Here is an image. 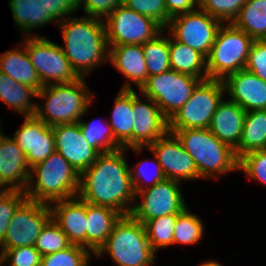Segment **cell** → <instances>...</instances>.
I'll list each match as a JSON object with an SVG mask.
<instances>
[{
    "instance_id": "17",
    "label": "cell",
    "mask_w": 266,
    "mask_h": 266,
    "mask_svg": "<svg viewBox=\"0 0 266 266\" xmlns=\"http://www.w3.org/2000/svg\"><path fill=\"white\" fill-rule=\"evenodd\" d=\"M14 140L25 153L29 168L43 162L55 152L53 129L34 116H25V120L14 133Z\"/></svg>"
},
{
    "instance_id": "3",
    "label": "cell",
    "mask_w": 266,
    "mask_h": 266,
    "mask_svg": "<svg viewBox=\"0 0 266 266\" xmlns=\"http://www.w3.org/2000/svg\"><path fill=\"white\" fill-rule=\"evenodd\" d=\"M181 142L187 153L193 158L200 178H217L239 170V159L235 151L220 141L208 128L169 130Z\"/></svg>"
},
{
    "instance_id": "39",
    "label": "cell",
    "mask_w": 266,
    "mask_h": 266,
    "mask_svg": "<svg viewBox=\"0 0 266 266\" xmlns=\"http://www.w3.org/2000/svg\"><path fill=\"white\" fill-rule=\"evenodd\" d=\"M122 4L146 17L156 21L163 29L169 25L171 17L169 16L165 0H122Z\"/></svg>"
},
{
    "instance_id": "51",
    "label": "cell",
    "mask_w": 266,
    "mask_h": 266,
    "mask_svg": "<svg viewBox=\"0 0 266 266\" xmlns=\"http://www.w3.org/2000/svg\"><path fill=\"white\" fill-rule=\"evenodd\" d=\"M0 266H2V254L0 253Z\"/></svg>"
},
{
    "instance_id": "49",
    "label": "cell",
    "mask_w": 266,
    "mask_h": 266,
    "mask_svg": "<svg viewBox=\"0 0 266 266\" xmlns=\"http://www.w3.org/2000/svg\"><path fill=\"white\" fill-rule=\"evenodd\" d=\"M5 186L2 184V182L0 181V195L5 193L8 189L4 188Z\"/></svg>"
},
{
    "instance_id": "19",
    "label": "cell",
    "mask_w": 266,
    "mask_h": 266,
    "mask_svg": "<svg viewBox=\"0 0 266 266\" xmlns=\"http://www.w3.org/2000/svg\"><path fill=\"white\" fill-rule=\"evenodd\" d=\"M223 82L225 92L231 97L230 101L237 103L246 112L266 110V81L242 69L228 75Z\"/></svg>"
},
{
    "instance_id": "38",
    "label": "cell",
    "mask_w": 266,
    "mask_h": 266,
    "mask_svg": "<svg viewBox=\"0 0 266 266\" xmlns=\"http://www.w3.org/2000/svg\"><path fill=\"white\" fill-rule=\"evenodd\" d=\"M247 0H199L198 8L222 23H232Z\"/></svg>"
},
{
    "instance_id": "41",
    "label": "cell",
    "mask_w": 266,
    "mask_h": 266,
    "mask_svg": "<svg viewBox=\"0 0 266 266\" xmlns=\"http://www.w3.org/2000/svg\"><path fill=\"white\" fill-rule=\"evenodd\" d=\"M2 263L9 262V266H40L42 254L35 246L0 249Z\"/></svg>"
},
{
    "instance_id": "27",
    "label": "cell",
    "mask_w": 266,
    "mask_h": 266,
    "mask_svg": "<svg viewBox=\"0 0 266 266\" xmlns=\"http://www.w3.org/2000/svg\"><path fill=\"white\" fill-rule=\"evenodd\" d=\"M169 51L172 70L201 80L208 79L206 57L203 54L173 37L169 38Z\"/></svg>"
},
{
    "instance_id": "21",
    "label": "cell",
    "mask_w": 266,
    "mask_h": 266,
    "mask_svg": "<svg viewBox=\"0 0 266 266\" xmlns=\"http://www.w3.org/2000/svg\"><path fill=\"white\" fill-rule=\"evenodd\" d=\"M0 181L8 190L25 191L30 182V168L25 153L13 138L0 141Z\"/></svg>"
},
{
    "instance_id": "7",
    "label": "cell",
    "mask_w": 266,
    "mask_h": 266,
    "mask_svg": "<svg viewBox=\"0 0 266 266\" xmlns=\"http://www.w3.org/2000/svg\"><path fill=\"white\" fill-rule=\"evenodd\" d=\"M221 25L206 57L209 79L224 80L231 73L245 69L254 41L232 23Z\"/></svg>"
},
{
    "instance_id": "14",
    "label": "cell",
    "mask_w": 266,
    "mask_h": 266,
    "mask_svg": "<svg viewBox=\"0 0 266 266\" xmlns=\"http://www.w3.org/2000/svg\"><path fill=\"white\" fill-rule=\"evenodd\" d=\"M178 181L164 179L153 187L139 191L135 196L142 197V202L134 204L130 215L145 224L148 220L167 215H177L186 208Z\"/></svg>"
},
{
    "instance_id": "36",
    "label": "cell",
    "mask_w": 266,
    "mask_h": 266,
    "mask_svg": "<svg viewBox=\"0 0 266 266\" xmlns=\"http://www.w3.org/2000/svg\"><path fill=\"white\" fill-rule=\"evenodd\" d=\"M89 251L83 246L71 244L63 250L42 256L40 266H88Z\"/></svg>"
},
{
    "instance_id": "28",
    "label": "cell",
    "mask_w": 266,
    "mask_h": 266,
    "mask_svg": "<svg viewBox=\"0 0 266 266\" xmlns=\"http://www.w3.org/2000/svg\"><path fill=\"white\" fill-rule=\"evenodd\" d=\"M37 96V91L23 83L14 81L0 71V100L15 112L23 116H34L37 104H32L30 98Z\"/></svg>"
},
{
    "instance_id": "23",
    "label": "cell",
    "mask_w": 266,
    "mask_h": 266,
    "mask_svg": "<svg viewBox=\"0 0 266 266\" xmlns=\"http://www.w3.org/2000/svg\"><path fill=\"white\" fill-rule=\"evenodd\" d=\"M121 214L108 207L86 202V248L96 254L106 243Z\"/></svg>"
},
{
    "instance_id": "5",
    "label": "cell",
    "mask_w": 266,
    "mask_h": 266,
    "mask_svg": "<svg viewBox=\"0 0 266 266\" xmlns=\"http://www.w3.org/2000/svg\"><path fill=\"white\" fill-rule=\"evenodd\" d=\"M83 78L71 83L50 84L37 92V98H46L45 105L36 107L35 116L48 126L77 123L86 114L92 96Z\"/></svg>"
},
{
    "instance_id": "20",
    "label": "cell",
    "mask_w": 266,
    "mask_h": 266,
    "mask_svg": "<svg viewBox=\"0 0 266 266\" xmlns=\"http://www.w3.org/2000/svg\"><path fill=\"white\" fill-rule=\"evenodd\" d=\"M49 206L52 220L68 237L70 243L86 248V202L76 196L54 201L53 206Z\"/></svg>"
},
{
    "instance_id": "25",
    "label": "cell",
    "mask_w": 266,
    "mask_h": 266,
    "mask_svg": "<svg viewBox=\"0 0 266 266\" xmlns=\"http://www.w3.org/2000/svg\"><path fill=\"white\" fill-rule=\"evenodd\" d=\"M128 82V83H127ZM123 88L118 93L112 113V118L109 123L114 136V139L127 149L132 148V127H133V112H132V89L130 82L127 81Z\"/></svg>"
},
{
    "instance_id": "46",
    "label": "cell",
    "mask_w": 266,
    "mask_h": 266,
    "mask_svg": "<svg viewBox=\"0 0 266 266\" xmlns=\"http://www.w3.org/2000/svg\"><path fill=\"white\" fill-rule=\"evenodd\" d=\"M43 4L45 7V11L49 12V14L56 20L55 22L65 20V16H69L72 14L74 10H78L79 0H43ZM64 17V18H63Z\"/></svg>"
},
{
    "instance_id": "22",
    "label": "cell",
    "mask_w": 266,
    "mask_h": 266,
    "mask_svg": "<svg viewBox=\"0 0 266 266\" xmlns=\"http://www.w3.org/2000/svg\"><path fill=\"white\" fill-rule=\"evenodd\" d=\"M246 111L229 99L222 100L214 113L209 130L222 142L235 150L242 136Z\"/></svg>"
},
{
    "instance_id": "11",
    "label": "cell",
    "mask_w": 266,
    "mask_h": 266,
    "mask_svg": "<svg viewBox=\"0 0 266 266\" xmlns=\"http://www.w3.org/2000/svg\"><path fill=\"white\" fill-rule=\"evenodd\" d=\"M104 24L108 45H142L163 31L156 21L123 4L104 20Z\"/></svg>"
},
{
    "instance_id": "24",
    "label": "cell",
    "mask_w": 266,
    "mask_h": 266,
    "mask_svg": "<svg viewBox=\"0 0 266 266\" xmlns=\"http://www.w3.org/2000/svg\"><path fill=\"white\" fill-rule=\"evenodd\" d=\"M109 61L140 89L148 79L142 45H109Z\"/></svg>"
},
{
    "instance_id": "42",
    "label": "cell",
    "mask_w": 266,
    "mask_h": 266,
    "mask_svg": "<svg viewBox=\"0 0 266 266\" xmlns=\"http://www.w3.org/2000/svg\"><path fill=\"white\" fill-rule=\"evenodd\" d=\"M239 170L266 184V149L251 151L239 159Z\"/></svg>"
},
{
    "instance_id": "50",
    "label": "cell",
    "mask_w": 266,
    "mask_h": 266,
    "mask_svg": "<svg viewBox=\"0 0 266 266\" xmlns=\"http://www.w3.org/2000/svg\"><path fill=\"white\" fill-rule=\"evenodd\" d=\"M4 136L2 135L1 128H0V141L2 140Z\"/></svg>"
},
{
    "instance_id": "8",
    "label": "cell",
    "mask_w": 266,
    "mask_h": 266,
    "mask_svg": "<svg viewBox=\"0 0 266 266\" xmlns=\"http://www.w3.org/2000/svg\"><path fill=\"white\" fill-rule=\"evenodd\" d=\"M223 80H201L188 101L168 120L169 130L207 129L224 97Z\"/></svg>"
},
{
    "instance_id": "34",
    "label": "cell",
    "mask_w": 266,
    "mask_h": 266,
    "mask_svg": "<svg viewBox=\"0 0 266 266\" xmlns=\"http://www.w3.org/2000/svg\"><path fill=\"white\" fill-rule=\"evenodd\" d=\"M177 215H167L148 220L144 225L150 246L156 252L158 248L173 245Z\"/></svg>"
},
{
    "instance_id": "47",
    "label": "cell",
    "mask_w": 266,
    "mask_h": 266,
    "mask_svg": "<svg viewBox=\"0 0 266 266\" xmlns=\"http://www.w3.org/2000/svg\"><path fill=\"white\" fill-rule=\"evenodd\" d=\"M199 6V0H165L166 10L171 18L184 14L186 12H191L195 5Z\"/></svg>"
},
{
    "instance_id": "13",
    "label": "cell",
    "mask_w": 266,
    "mask_h": 266,
    "mask_svg": "<svg viewBox=\"0 0 266 266\" xmlns=\"http://www.w3.org/2000/svg\"><path fill=\"white\" fill-rule=\"evenodd\" d=\"M222 24L206 11L196 9L171 18L167 28L176 41L207 57Z\"/></svg>"
},
{
    "instance_id": "4",
    "label": "cell",
    "mask_w": 266,
    "mask_h": 266,
    "mask_svg": "<svg viewBox=\"0 0 266 266\" xmlns=\"http://www.w3.org/2000/svg\"><path fill=\"white\" fill-rule=\"evenodd\" d=\"M36 174L35 185L33 180ZM34 175V176H33ZM80 175L57 151L30 169V182L25 190L28 199L42 203L76 197Z\"/></svg>"
},
{
    "instance_id": "2",
    "label": "cell",
    "mask_w": 266,
    "mask_h": 266,
    "mask_svg": "<svg viewBox=\"0 0 266 266\" xmlns=\"http://www.w3.org/2000/svg\"><path fill=\"white\" fill-rule=\"evenodd\" d=\"M103 21L89 16L81 18L69 16L58 22L65 42L62 51L81 78H84L92 68L97 67V64L109 61V45Z\"/></svg>"
},
{
    "instance_id": "33",
    "label": "cell",
    "mask_w": 266,
    "mask_h": 266,
    "mask_svg": "<svg viewBox=\"0 0 266 266\" xmlns=\"http://www.w3.org/2000/svg\"><path fill=\"white\" fill-rule=\"evenodd\" d=\"M81 132L89 143L99 154L116 151L122 146L114 139L111 126L102 122L79 121Z\"/></svg>"
},
{
    "instance_id": "30",
    "label": "cell",
    "mask_w": 266,
    "mask_h": 266,
    "mask_svg": "<svg viewBox=\"0 0 266 266\" xmlns=\"http://www.w3.org/2000/svg\"><path fill=\"white\" fill-rule=\"evenodd\" d=\"M9 6L14 22L24 33L55 20L45 11L43 0H10Z\"/></svg>"
},
{
    "instance_id": "9",
    "label": "cell",
    "mask_w": 266,
    "mask_h": 266,
    "mask_svg": "<svg viewBox=\"0 0 266 266\" xmlns=\"http://www.w3.org/2000/svg\"><path fill=\"white\" fill-rule=\"evenodd\" d=\"M200 81V78L170 69L148 76L140 90L145 98L152 99L159 106L169 120L188 101Z\"/></svg>"
},
{
    "instance_id": "32",
    "label": "cell",
    "mask_w": 266,
    "mask_h": 266,
    "mask_svg": "<svg viewBox=\"0 0 266 266\" xmlns=\"http://www.w3.org/2000/svg\"><path fill=\"white\" fill-rule=\"evenodd\" d=\"M160 36L161 33L142 44L148 76L159 75L171 69L169 37Z\"/></svg>"
},
{
    "instance_id": "15",
    "label": "cell",
    "mask_w": 266,
    "mask_h": 266,
    "mask_svg": "<svg viewBox=\"0 0 266 266\" xmlns=\"http://www.w3.org/2000/svg\"><path fill=\"white\" fill-rule=\"evenodd\" d=\"M149 103L141 102L132 89V148L140 153L143 146H149L168 132V119L160 111L159 106L150 98Z\"/></svg>"
},
{
    "instance_id": "35",
    "label": "cell",
    "mask_w": 266,
    "mask_h": 266,
    "mask_svg": "<svg viewBox=\"0 0 266 266\" xmlns=\"http://www.w3.org/2000/svg\"><path fill=\"white\" fill-rule=\"evenodd\" d=\"M203 224L195 214H190L188 208L177 214L173 244H199L203 235Z\"/></svg>"
},
{
    "instance_id": "29",
    "label": "cell",
    "mask_w": 266,
    "mask_h": 266,
    "mask_svg": "<svg viewBox=\"0 0 266 266\" xmlns=\"http://www.w3.org/2000/svg\"><path fill=\"white\" fill-rule=\"evenodd\" d=\"M266 149V110L248 111L238 147L234 150L238 159L245 154Z\"/></svg>"
},
{
    "instance_id": "26",
    "label": "cell",
    "mask_w": 266,
    "mask_h": 266,
    "mask_svg": "<svg viewBox=\"0 0 266 266\" xmlns=\"http://www.w3.org/2000/svg\"><path fill=\"white\" fill-rule=\"evenodd\" d=\"M19 44V48L0 54V71L8 75L14 81L26 84L37 92L43 88V84L36 69L30 62L26 47Z\"/></svg>"
},
{
    "instance_id": "12",
    "label": "cell",
    "mask_w": 266,
    "mask_h": 266,
    "mask_svg": "<svg viewBox=\"0 0 266 266\" xmlns=\"http://www.w3.org/2000/svg\"><path fill=\"white\" fill-rule=\"evenodd\" d=\"M52 219L49 204L26 198L10 220L2 249L34 246L45 225Z\"/></svg>"
},
{
    "instance_id": "37",
    "label": "cell",
    "mask_w": 266,
    "mask_h": 266,
    "mask_svg": "<svg viewBox=\"0 0 266 266\" xmlns=\"http://www.w3.org/2000/svg\"><path fill=\"white\" fill-rule=\"evenodd\" d=\"M70 245L68 237L51 219L42 229L34 246L44 256L63 250Z\"/></svg>"
},
{
    "instance_id": "45",
    "label": "cell",
    "mask_w": 266,
    "mask_h": 266,
    "mask_svg": "<svg viewBox=\"0 0 266 266\" xmlns=\"http://www.w3.org/2000/svg\"><path fill=\"white\" fill-rule=\"evenodd\" d=\"M121 4L122 0H79V7L84 6L86 15L101 20L103 17L107 18Z\"/></svg>"
},
{
    "instance_id": "18",
    "label": "cell",
    "mask_w": 266,
    "mask_h": 266,
    "mask_svg": "<svg viewBox=\"0 0 266 266\" xmlns=\"http://www.w3.org/2000/svg\"><path fill=\"white\" fill-rule=\"evenodd\" d=\"M55 150L59 152L80 175L98 157L99 153L85 140L79 122L52 126Z\"/></svg>"
},
{
    "instance_id": "48",
    "label": "cell",
    "mask_w": 266,
    "mask_h": 266,
    "mask_svg": "<svg viewBox=\"0 0 266 266\" xmlns=\"http://www.w3.org/2000/svg\"><path fill=\"white\" fill-rule=\"evenodd\" d=\"M200 266H222V265L220 263H217L216 261H208L201 264Z\"/></svg>"
},
{
    "instance_id": "43",
    "label": "cell",
    "mask_w": 266,
    "mask_h": 266,
    "mask_svg": "<svg viewBox=\"0 0 266 266\" xmlns=\"http://www.w3.org/2000/svg\"><path fill=\"white\" fill-rule=\"evenodd\" d=\"M245 69L266 81V40L253 41Z\"/></svg>"
},
{
    "instance_id": "1",
    "label": "cell",
    "mask_w": 266,
    "mask_h": 266,
    "mask_svg": "<svg viewBox=\"0 0 266 266\" xmlns=\"http://www.w3.org/2000/svg\"><path fill=\"white\" fill-rule=\"evenodd\" d=\"M124 150L99 154L80 174L77 195L87 203L112 208L122 216L130 214L133 207L128 204L137 199Z\"/></svg>"
},
{
    "instance_id": "31",
    "label": "cell",
    "mask_w": 266,
    "mask_h": 266,
    "mask_svg": "<svg viewBox=\"0 0 266 266\" xmlns=\"http://www.w3.org/2000/svg\"><path fill=\"white\" fill-rule=\"evenodd\" d=\"M232 24L254 40H266V0H247Z\"/></svg>"
},
{
    "instance_id": "40",
    "label": "cell",
    "mask_w": 266,
    "mask_h": 266,
    "mask_svg": "<svg viewBox=\"0 0 266 266\" xmlns=\"http://www.w3.org/2000/svg\"><path fill=\"white\" fill-rule=\"evenodd\" d=\"M26 198L25 191L22 190H7L0 195V244L4 240L14 212Z\"/></svg>"
},
{
    "instance_id": "6",
    "label": "cell",
    "mask_w": 266,
    "mask_h": 266,
    "mask_svg": "<svg viewBox=\"0 0 266 266\" xmlns=\"http://www.w3.org/2000/svg\"><path fill=\"white\" fill-rule=\"evenodd\" d=\"M106 252L118 266H150L156 255L145 225L130 214L121 216L115 223L106 243L95 255L99 257Z\"/></svg>"
},
{
    "instance_id": "44",
    "label": "cell",
    "mask_w": 266,
    "mask_h": 266,
    "mask_svg": "<svg viewBox=\"0 0 266 266\" xmlns=\"http://www.w3.org/2000/svg\"><path fill=\"white\" fill-rule=\"evenodd\" d=\"M153 162H155L154 163V165H155V172H154V174L153 173L150 174L149 171H148L149 169L148 170H145V168H143V166H144L143 163H145V161L139 162L137 164V166L134 168V170L133 171H130V176H131V179H132V183H133V187H134L135 193H137V192L142 191V190L145 189V186L144 185H141V183H140V178H143V180L144 179L145 180L147 179L146 182L149 180L148 181V184L150 182H152V184L149 185L148 187H153L158 182H161L164 179H166V177H165V175H164V173L162 171V167L159 164L157 158Z\"/></svg>"
},
{
    "instance_id": "16",
    "label": "cell",
    "mask_w": 266,
    "mask_h": 266,
    "mask_svg": "<svg viewBox=\"0 0 266 266\" xmlns=\"http://www.w3.org/2000/svg\"><path fill=\"white\" fill-rule=\"evenodd\" d=\"M155 155L167 179H199V173L193 158L187 153L178 138L168 132L148 146Z\"/></svg>"
},
{
    "instance_id": "10",
    "label": "cell",
    "mask_w": 266,
    "mask_h": 266,
    "mask_svg": "<svg viewBox=\"0 0 266 266\" xmlns=\"http://www.w3.org/2000/svg\"><path fill=\"white\" fill-rule=\"evenodd\" d=\"M26 47L30 62L36 69L43 86L77 81L80 77L71 67L70 61L62 51V47L47 40V38L34 35L27 36ZM53 82H50V81Z\"/></svg>"
}]
</instances>
